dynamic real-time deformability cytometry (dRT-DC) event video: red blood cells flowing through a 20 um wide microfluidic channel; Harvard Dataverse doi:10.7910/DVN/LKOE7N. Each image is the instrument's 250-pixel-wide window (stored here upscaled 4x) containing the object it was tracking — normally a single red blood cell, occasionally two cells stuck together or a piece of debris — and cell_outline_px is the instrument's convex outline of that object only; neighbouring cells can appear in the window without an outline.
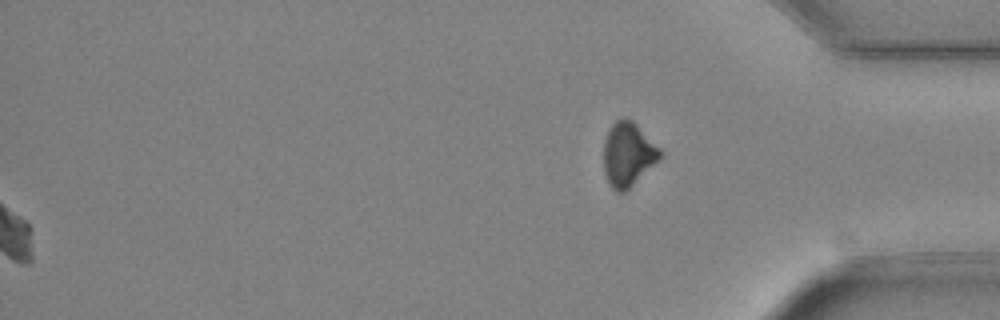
{"species": "Egyptian fruit bat (a non-hibernating species)", "species_latin": "Rousettus aegyptiacus", "temperature_condition": "cold", "stored_images_in_passage": 48, "segment_of_instrument_passage": [2, 2], "camera_frame_rate_fps": 3000, "um_per_image_px": 0.085, "animal": {"sex": "female"}, "frame": {"image": 1, "passage_image": 48, "time_ms": 15.667, "image_size_px": [1000, 320], "cell_outline_px": [[664, 152], [660, 160], [624, 192], [616, 192], [612, 188], [604, 172], [604, 140], [608, 128], [616, 120], [624, 116], [632, 120]], "centroid_in_image_um": [53.39, 13.09], "position_along_channel_um": 381.8, "area_um2": 21.15}}